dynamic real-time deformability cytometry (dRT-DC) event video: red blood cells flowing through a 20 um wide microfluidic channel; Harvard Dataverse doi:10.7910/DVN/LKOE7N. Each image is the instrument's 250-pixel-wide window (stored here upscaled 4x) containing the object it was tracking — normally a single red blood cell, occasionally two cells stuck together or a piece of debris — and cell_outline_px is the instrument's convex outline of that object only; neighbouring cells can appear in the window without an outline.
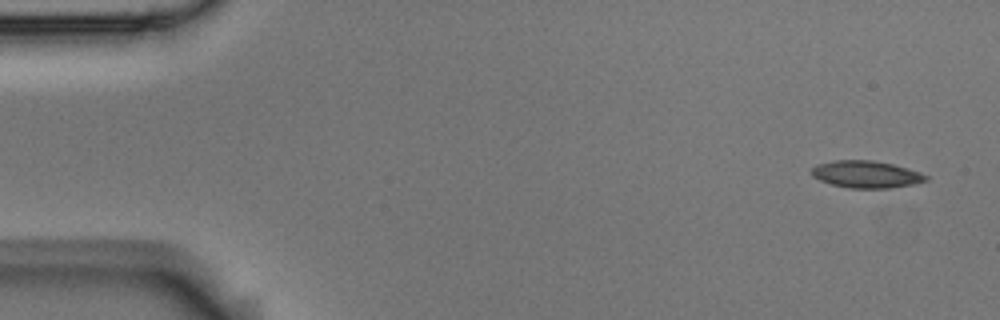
{"species": "Egyptian fruit bat (a non-hibernating species)", "species_latin": "Rousettus aegyptiacus", "temperature_condition": "room temperature", "stored_images_in_passage": 6, "camera_frame_rate_fps": 3000, "um_per_image_px": 0.085, "animal": {"sex": "male"}, "frame": {"image": 1, "passage_image": 1, "time_ms": 0.0, "image_size_px": [1000, 320], "cell_outline_px": [[928, 180], [912, 184], [892, 188], [848, 188], [832, 184], [820, 180], [812, 176], [812, 168], [816, 164], [836, 160], [872, 160], [892, 164], [908, 168], [920, 172], [928, 176]], "centroid_in_image_um": [73.63, 14.81], "position_along_channel_um": 11.4, "area_um2": 18.03}}
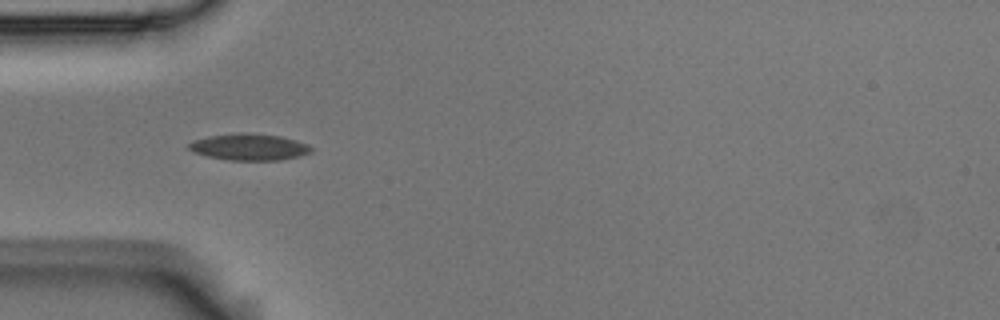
{"frame": {"image": 2, "passage_image": 5, "time_ms": 1.333, "image_size_px": [1000, 320], "cell_outline_px": [[312, 152], [300, 156], [280, 160], [228, 160], [208, 156], [196, 152], [188, 148], [188, 144], [192, 140], [208, 136], [236, 132], [244, 132], [280, 136], [296, 140], [308, 144], [312, 148]], "centroid_in_image_um": [21.19, 12.48], "position_along_channel_um": 63.8, "area_um2": 19.02}}
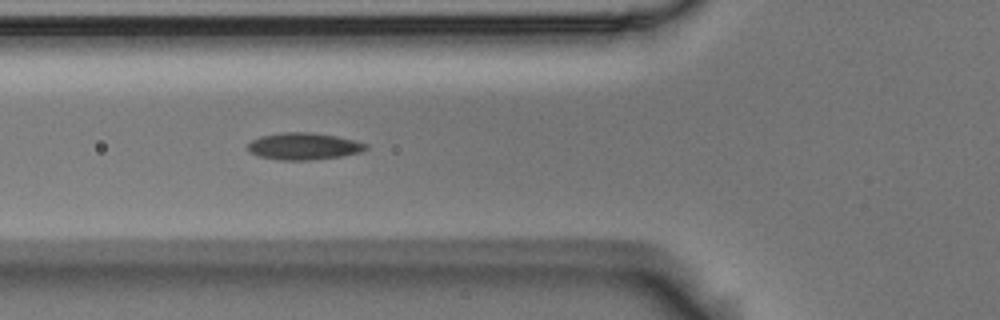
{"frame": {"image": 3, "passage_image": 6, "time_ms": 1.667, "image_size_px": [1000, 320], "cell_outline_px": [[368, 148], [360, 152], [344, 156], [308, 160], [280, 160], [260, 156], [248, 152], [248, 144], [252, 140], [260, 136], [280, 132], [312, 132], [336, 136], [356, 140], [368, 144]], "centroid_in_image_um": [25.83, 12.42], "position_along_channel_um": 100.0, "area_um2": 18.67}}